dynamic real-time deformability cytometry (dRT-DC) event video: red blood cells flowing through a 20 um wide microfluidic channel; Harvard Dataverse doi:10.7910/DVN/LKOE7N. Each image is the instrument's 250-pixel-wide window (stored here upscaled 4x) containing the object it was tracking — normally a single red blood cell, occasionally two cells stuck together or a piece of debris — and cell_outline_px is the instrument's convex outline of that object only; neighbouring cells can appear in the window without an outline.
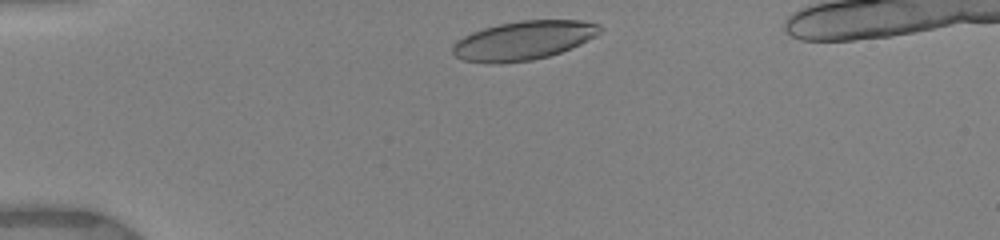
{"species": "human", "species_latin": "Homo sapiens", "temperature_condition": "warm", "stored_images_in_passage": 34, "camera_frame_rate_fps": 3000, "um_per_image_px": 0.085, "donor": {"sex": "female"}, "frame": {"image": 1, "passage_image": 1, "time_ms": 0.0, "image_size_px": [1000, 240], "cell_outline_px": [[604, 28], [596, 36], [572, 48], [548, 56], [532, 60], [500, 64], [484, 64], [464, 60], [456, 56], [452, 52], [452, 44], [456, 40], [472, 32], [484, 28], [500, 24], [520, 20], [584, 20], [600, 24]], "centroid_in_image_um": [44.5, 3.44], "position_along_channel_um": 40.5, "area_um2": 33.76}}
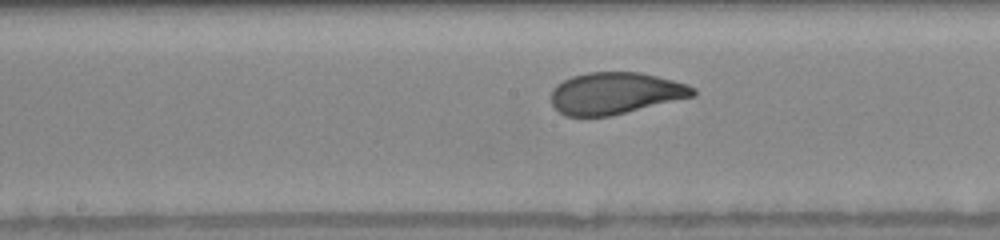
{"frame": {"image": 2, "passage_image": 15, "time_ms": 5.0, "image_size_px": [1000, 240], "cell_outline_px": [[696, 96], [608, 116], [568, 116], [560, 112], [552, 104], [552, 88], [556, 84], [572, 76], [588, 72], [640, 72], [688, 84], [696, 88]], "centroid_in_image_um": [52.32, 7.91], "position_along_channel_um": 195.9, "area_um2": 34.39}}
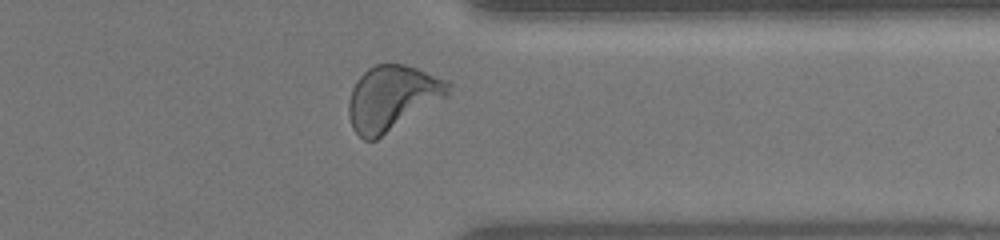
{"frame": {"image": 3, "passage_image": 29, "time_ms": 9.667, "image_size_px": [1000, 240], "cell_outline_px": [[452, 84], [448, 96], [376, 140], [364, 140], [352, 128], [348, 112], [348, 100], [352, 88], [356, 80], [368, 68], [376, 64], [404, 64], [416, 68], [448, 80]], "centroid_in_image_um": [33.33, 8.32], "position_along_channel_um": 378.1, "area_um2": 37.69}, "authors_computed_cell_mechanics": {"area_um2": 34.8823, "velocity_mm_per_s": 3.9342, "shape_relaxation_time_tau1_ms": 3.5357, "shape_relaxation_time_tau2_ms": null, "deformation_change_tau1": 0.171, "deformation_change_tau2": null}}